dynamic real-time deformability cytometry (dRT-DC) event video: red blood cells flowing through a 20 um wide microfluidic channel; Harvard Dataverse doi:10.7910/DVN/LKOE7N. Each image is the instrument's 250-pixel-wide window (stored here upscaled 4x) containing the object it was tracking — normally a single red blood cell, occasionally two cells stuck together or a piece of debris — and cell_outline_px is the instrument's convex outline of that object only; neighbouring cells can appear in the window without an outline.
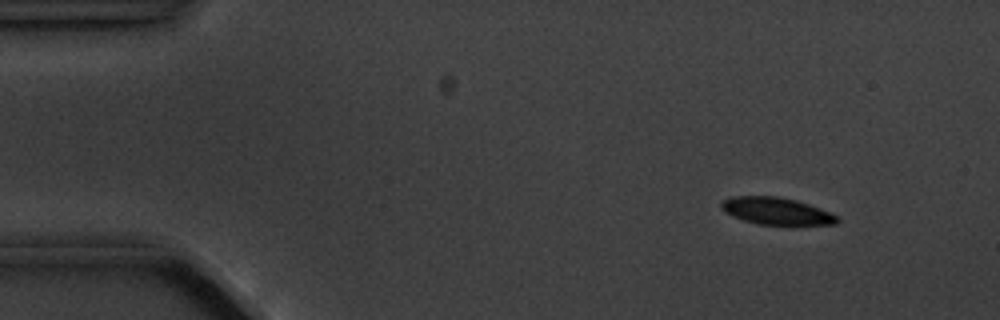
{"species": "common noctule bat (a hibernating species)", "species_latin": "Nyctalus noctula", "temperature_condition": "cold", "stored_images_in_passage": 6, "camera_frame_rate_fps": 3000, "um_per_image_px": 0.085, "animal": {"sex": "male", "body_mass_g": 20.1, "forearm_length_mm": 53.5}, "frame": {"image": 1, "passage_image": 2, "time_ms": 1.333, "image_size_px": [1000, 320], "cell_outline_px": [[840, 220], [836, 224], [796, 228], [756, 224], [732, 216], [724, 212], [720, 208], [720, 204], [724, 200], [732, 196], [776, 196], [796, 200], [808, 204], [828, 212], [836, 216]], "centroid_in_image_um": [66.03, 18.0], "position_along_channel_um": 19.0, "area_um2": 19.19}}